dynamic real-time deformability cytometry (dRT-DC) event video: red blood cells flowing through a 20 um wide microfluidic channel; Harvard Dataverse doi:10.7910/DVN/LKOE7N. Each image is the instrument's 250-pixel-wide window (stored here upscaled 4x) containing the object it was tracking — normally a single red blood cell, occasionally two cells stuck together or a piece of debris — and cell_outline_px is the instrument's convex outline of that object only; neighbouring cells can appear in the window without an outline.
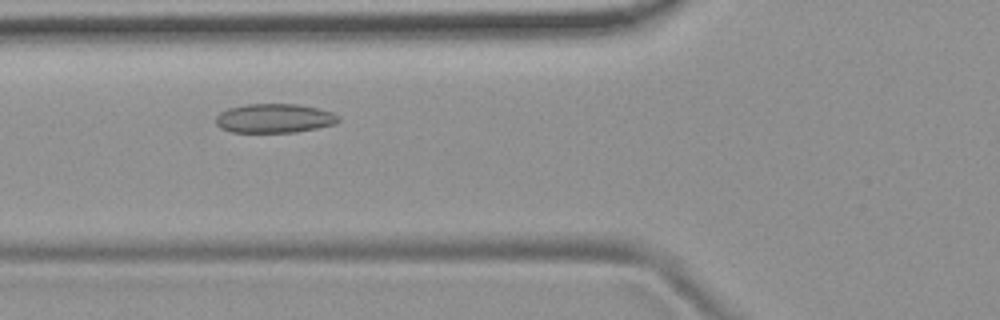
{"species": "common noctule bat (a hibernating species)", "species_latin": "Nyctalus noctula", "temperature_condition": "room temperature", "stored_images_in_passage": 47, "camera_frame_rate_fps": 3000, "um_per_image_px": 0.085, "animal": {"sex": "female", "body_mass_g": 19.9}, "frame": {"image": 1, "passage_image": 13, "time_ms": 4.0, "image_size_px": [1000, 320], "cell_outline_px": [[340, 120], [336, 124], [296, 132], [232, 132], [220, 128], [216, 124], [216, 116], [220, 112], [228, 108], [248, 104], [296, 104], [320, 108], [332, 112], [340, 116]], "centroid_in_image_um": [23.34, 10.05], "position_along_channel_um": 102.5, "area_um2": 20.92}}
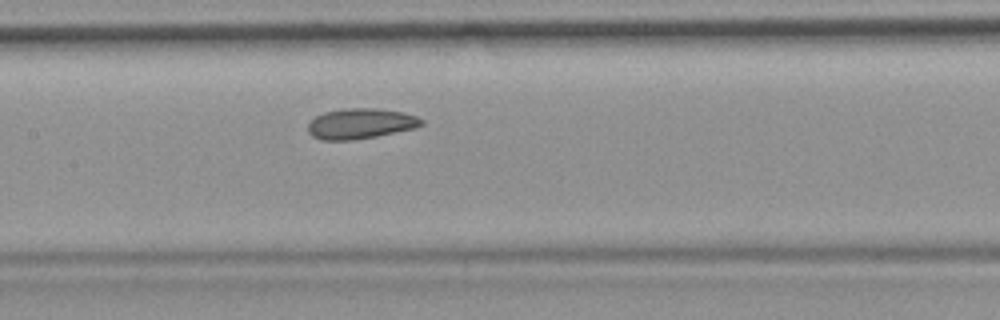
{"frame": {"image": 2, "passage_image": 19, "time_ms": 6.0, "image_size_px": [1000, 320], "cell_outline_px": [[424, 124], [416, 128], [376, 136], [352, 140], [320, 140], [312, 136], [308, 132], [308, 124], [316, 116], [324, 112], [344, 108], [380, 108], [404, 112], [416, 116], [424, 120]], "centroid_in_image_um": [30.66, 10.5], "position_along_channel_um": 176.7, "area_um2": 20.29}}
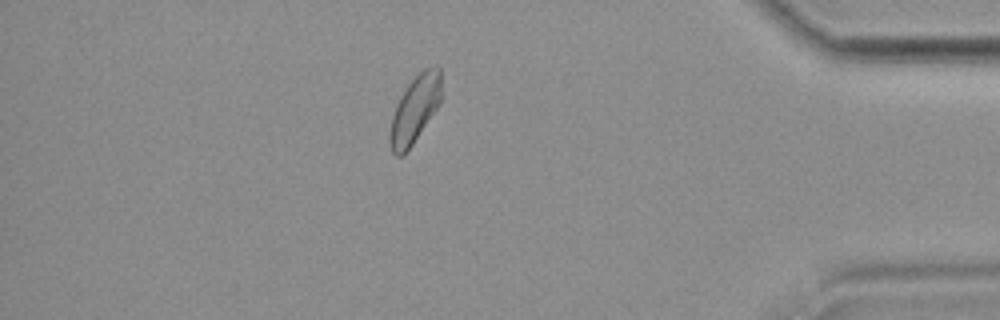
{"frame": {"image": 3, "passage_image": 40, "time_ms": 13.0, "image_size_px": [1000, 320], "cell_outline_px": [[440, 104], [412, 144], [400, 156], [396, 156], [392, 152], [388, 140], [388, 136], [392, 116], [396, 104], [400, 96], [408, 84], [424, 68], [436, 64], [440, 68]], "centroid_in_image_um": [35.24, 9.28], "position_along_channel_um": 400.0, "area_um2": 19.94}, "authors_computed_cell_mechanics": {"area_um2": 20.1722, "velocity_mm_per_s": 3.7081, "shape_relaxation_time_tau1_ms": null, "shape_relaxation_time_tau2_ms": 2.7536, "deformation_change_tau1": null, "deformation_change_tau2": 0.087}}